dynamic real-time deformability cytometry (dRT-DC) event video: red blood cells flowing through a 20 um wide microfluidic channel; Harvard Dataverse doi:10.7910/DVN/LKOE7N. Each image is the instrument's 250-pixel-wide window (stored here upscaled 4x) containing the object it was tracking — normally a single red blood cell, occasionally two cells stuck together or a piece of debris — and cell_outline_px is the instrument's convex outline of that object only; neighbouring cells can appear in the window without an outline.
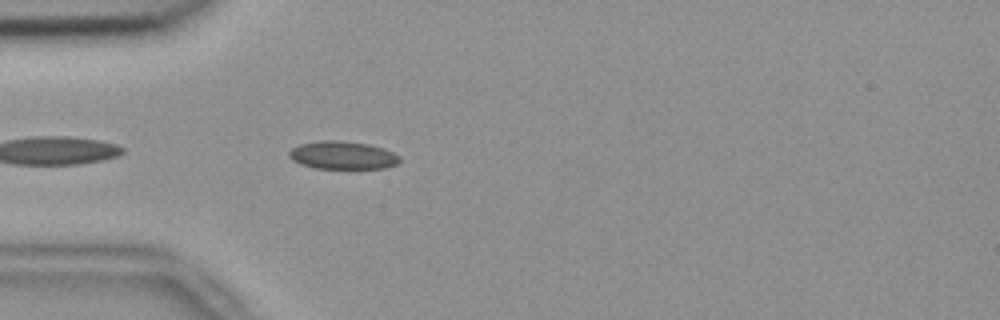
{"species": "common noctule bat (a hibernating species)", "species_latin": "Nyctalus noctula", "temperature_condition": "room temperature", "stored_images_in_passage": 7, "camera_frame_rate_fps": 3000, "um_per_image_px": 0.085, "animal": {"sex": "female", "body_mass_g": 18.4}, "frame": {"image": 1, "passage_image": 3, "time_ms": 0.667, "image_size_px": [1000, 320], "cell_outline_px": [[400, 160], [396, 164], [384, 168], [316, 168], [300, 164], [292, 160], [288, 156], [288, 152], [292, 148], [300, 144], [320, 140], [340, 140], [368, 144], [384, 148], [400, 156]], "centroid_in_image_um": [29.1, 13.18], "position_along_channel_um": 55.9, "area_um2": 18.03}}